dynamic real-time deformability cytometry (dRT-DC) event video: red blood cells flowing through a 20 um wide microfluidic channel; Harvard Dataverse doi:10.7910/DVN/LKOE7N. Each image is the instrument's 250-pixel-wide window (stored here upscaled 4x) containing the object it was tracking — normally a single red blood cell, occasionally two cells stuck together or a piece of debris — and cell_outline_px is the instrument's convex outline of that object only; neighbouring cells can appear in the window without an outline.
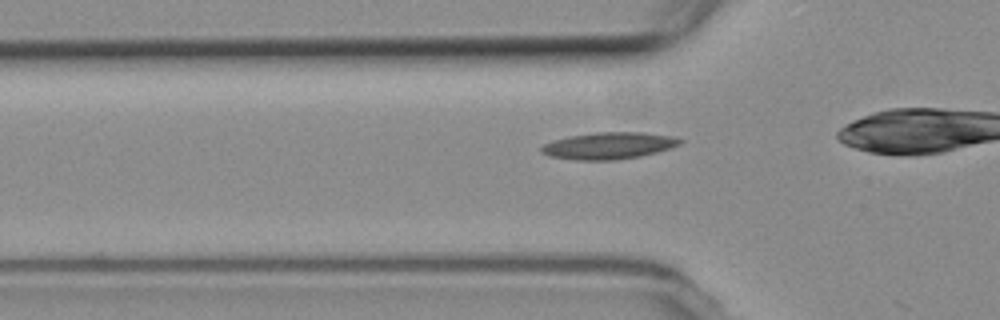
{"species": "common noctule bat (a hibernating species)", "species_latin": "Nyctalus noctula", "temperature_condition": "room temperature", "stored_images_in_passage": 16, "camera_frame_rate_fps": 3000, "um_per_image_px": 0.085, "animal": {"sex": "female", "body_mass_g": 19.3, "forearm_length_mm": 54.1}, "frame": {"image": 1, "passage_image": 13, "time_ms": 4.0, "image_size_px": [1000, 320], "cell_outline_px": [[684, 140], [680, 144], [656, 152], [640, 156], [612, 160], [576, 160], [548, 156], [540, 152], [540, 148], [544, 144], [552, 140], [568, 136], [596, 132], [644, 132], [672, 136]], "centroid_in_image_um": [51.7, 12.38], "position_along_channel_um": 74.1, "area_um2": 21.68}}